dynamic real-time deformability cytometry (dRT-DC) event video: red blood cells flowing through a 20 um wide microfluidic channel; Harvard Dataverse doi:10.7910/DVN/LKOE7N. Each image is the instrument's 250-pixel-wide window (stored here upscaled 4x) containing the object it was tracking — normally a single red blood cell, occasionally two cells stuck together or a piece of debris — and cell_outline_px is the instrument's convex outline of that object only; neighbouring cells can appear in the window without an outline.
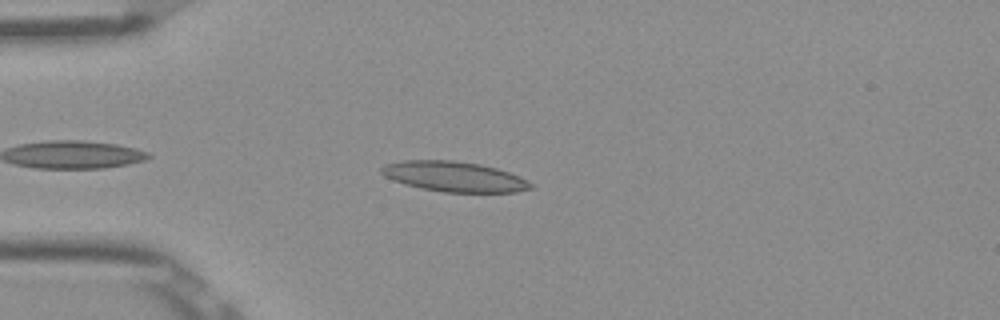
{"species": "Egyptian fruit bat (a non-hibernating species)", "species_latin": "Rousettus aegyptiacus", "temperature_condition": "room temperature", "stored_images_in_passage": 39, "camera_frame_rate_fps": 3000, "um_per_image_px": 0.085, "frame": {"image": 1, "passage_image": 5, "time_ms": 1.333, "image_size_px": [1000, 320], "cell_outline_px": [[532, 188], [516, 192], [444, 192], [420, 188], [404, 184], [392, 180], [384, 176], [380, 172], [380, 168], [384, 164], [404, 160], [452, 160], [480, 164], [496, 168], [520, 176], [532, 184]], "centroid_in_image_um": [38.56, 15.01], "position_along_channel_um": 46.4, "area_um2": 26.3}}
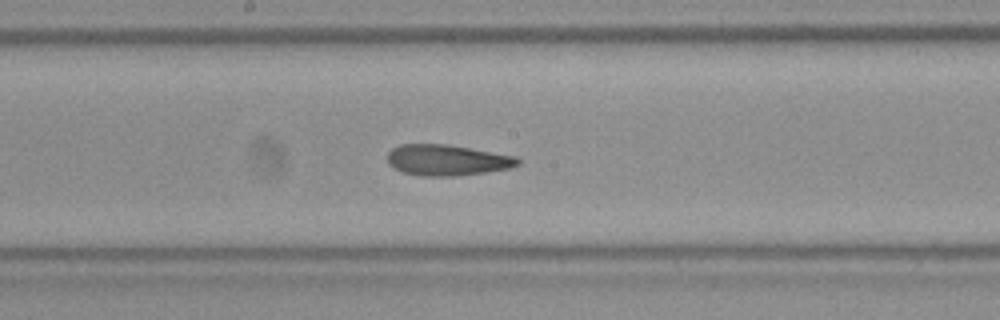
{"frame": {"image": 2, "passage_image": 19, "time_ms": 6.0, "image_size_px": [1000, 320], "cell_outline_px": [[520, 164], [512, 168], [456, 176], [420, 176], [404, 172], [392, 168], [388, 164], [388, 152], [392, 148], [400, 144], [448, 144], [516, 156], [520, 160]], "centroid_in_image_um": [38.0, 13.61], "position_along_channel_um": 210.2, "area_um2": 23.64}}
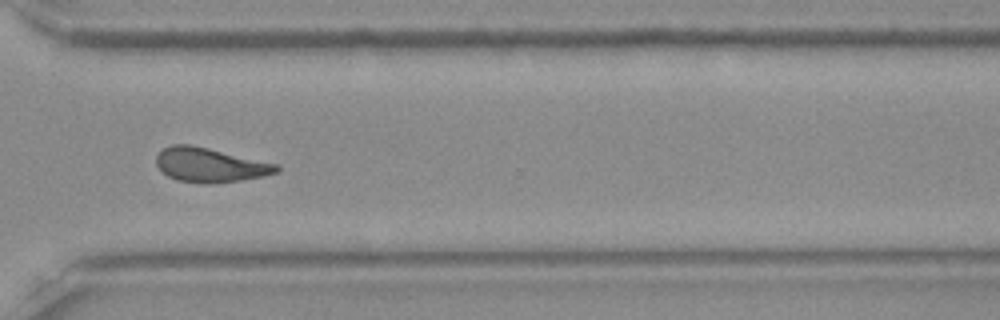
{"frame": {"image": 3, "passage_image": 30, "time_ms": 9.667, "image_size_px": [1000, 320], "cell_outline_px": [[280, 172], [264, 176], [240, 180], [176, 180], [168, 176], [156, 164], [156, 156], [164, 148], [172, 144], [188, 144], [208, 148], [276, 164], [280, 168]], "centroid_in_image_um": [17.85, 13.97], "position_along_channel_um": 352.7, "area_um2": 22.83}, "authors_computed_cell_mechanics": {"area_um2": 23.6402, "velocity_mm_per_s": 3.8948, "shape_relaxation_time_tau1_ms": null, "shape_relaxation_time_tau2_ms": 4.3239, "deformation_change_tau1": null, "deformation_change_tau2": 0.1448}}